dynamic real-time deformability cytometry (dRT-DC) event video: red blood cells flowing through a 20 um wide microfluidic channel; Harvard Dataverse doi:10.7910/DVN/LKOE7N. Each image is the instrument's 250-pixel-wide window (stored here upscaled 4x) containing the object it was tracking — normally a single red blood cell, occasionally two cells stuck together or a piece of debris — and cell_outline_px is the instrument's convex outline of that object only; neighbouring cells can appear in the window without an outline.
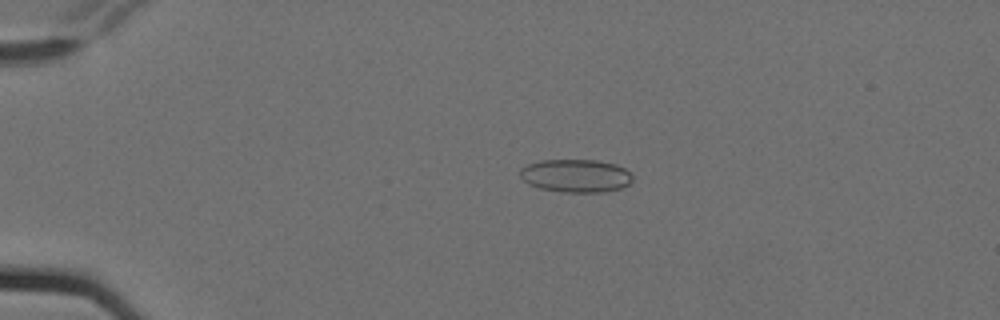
{"species": "Egyptian fruit bat (a non-hibernating species)", "species_latin": "Rousettus aegyptiacus", "temperature_condition": "cold", "stored_images_in_passage": 9, "camera_frame_rate_fps": 3000, "um_per_image_px": 0.085, "animal": {"sex": "female"}, "frame": {"image": 1, "passage_image": 4, "time_ms": 1.0, "image_size_px": [1000, 320], "cell_outline_px": [[632, 180], [628, 184], [620, 188], [604, 192], [564, 192], [540, 188], [528, 184], [520, 176], [520, 168], [528, 164], [540, 160], [596, 160], [616, 164], [624, 168], [632, 176]], "centroid_in_image_um": [48.93, 14.93], "position_along_channel_um": 36.1, "area_um2": 21.62}}
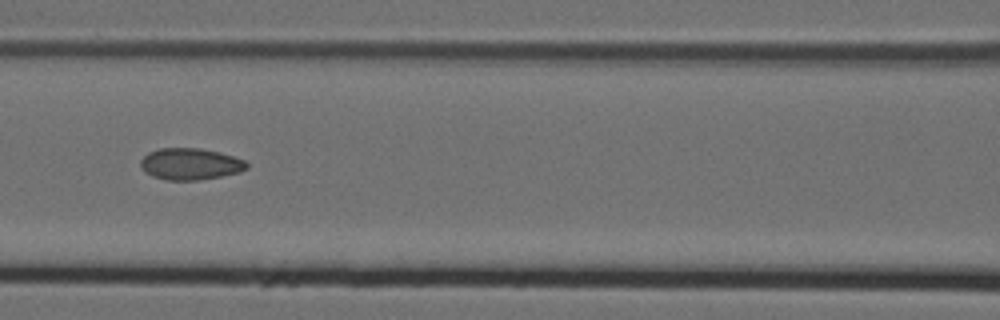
{"frame": {"image": 2, "passage_image": 8, "time_ms": 2.333, "image_size_px": [1000, 320], "cell_outline_px": [[248, 168], [240, 172], [220, 176], [196, 180], [168, 180], [152, 176], [144, 172], [140, 164], [140, 160], [148, 152], [160, 148], [200, 148], [220, 152], [244, 160], [248, 164]], "centroid_in_image_um": [16.16, 13.93], "position_along_channel_um": 150.4, "area_um2": 19.54}}
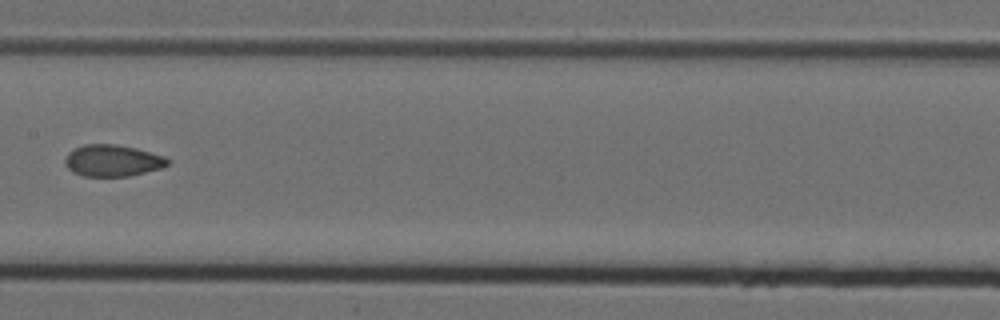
{"frame": {"image": 3, "passage_image": 9, "time_ms": 2.667, "image_size_px": [1000, 320], "cell_outline_px": [[168, 164], [164, 168], [128, 176], [84, 176], [72, 172], [64, 164], [64, 156], [68, 152], [84, 144], [116, 144], [136, 148], [164, 156], [168, 160]], "centroid_in_image_um": [9.54, 13.65], "position_along_channel_um": 197.9, "area_um2": 19.02}}